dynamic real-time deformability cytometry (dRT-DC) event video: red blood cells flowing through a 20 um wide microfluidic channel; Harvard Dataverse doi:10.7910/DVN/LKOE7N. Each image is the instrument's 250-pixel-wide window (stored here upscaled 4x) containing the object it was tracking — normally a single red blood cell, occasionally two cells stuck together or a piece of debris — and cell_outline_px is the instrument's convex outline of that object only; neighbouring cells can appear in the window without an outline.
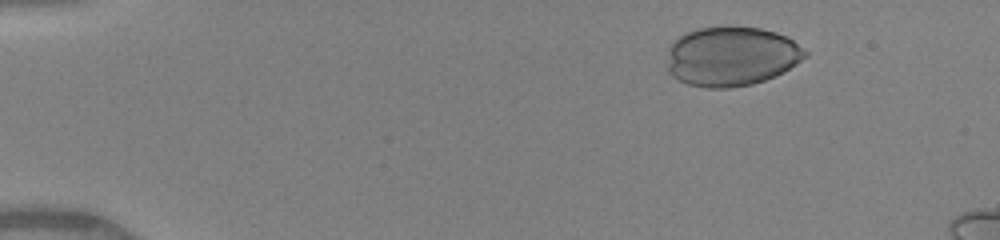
{"species": "human", "species_latin": "Homo sapiens", "temperature_condition": "warm", "stored_images_in_passage": 15, "camera_frame_rate_fps": 3000, "um_per_image_px": 0.085, "donor": {"sex": "female"}, "frame": {"image": 1, "passage_image": 7, "time_ms": 2.0, "image_size_px": [1000, 240], "cell_outline_px": [[808, 56], [784, 72], [776, 76], [752, 84], [728, 88], [708, 88], [688, 84], [676, 80], [668, 72], [668, 48], [672, 40], [676, 36], [696, 28], [728, 24], [732, 24], [760, 28], [776, 32], [788, 36], [808, 52]], "centroid_in_image_um": [62.15, 4.75], "position_along_channel_um": 22.8, "area_um2": 49.07}}